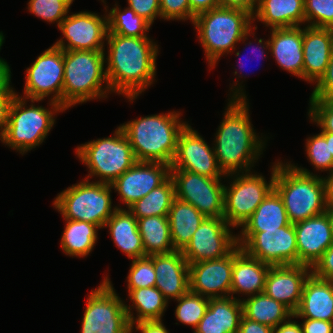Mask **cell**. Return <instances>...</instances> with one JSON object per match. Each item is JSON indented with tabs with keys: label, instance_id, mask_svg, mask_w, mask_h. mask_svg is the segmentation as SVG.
<instances>
[{
	"label": "cell",
	"instance_id": "6da1fadb",
	"mask_svg": "<svg viewBox=\"0 0 333 333\" xmlns=\"http://www.w3.org/2000/svg\"><path fill=\"white\" fill-rule=\"evenodd\" d=\"M243 82L235 80L230 87L231 98L212 144L217 165L224 175L250 172L266 147V138L257 135L251 124Z\"/></svg>",
	"mask_w": 333,
	"mask_h": 333
},
{
	"label": "cell",
	"instance_id": "7a4b0ae2",
	"mask_svg": "<svg viewBox=\"0 0 333 333\" xmlns=\"http://www.w3.org/2000/svg\"><path fill=\"white\" fill-rule=\"evenodd\" d=\"M106 74L112 93L131 103L156 80L158 45L150 37L107 34Z\"/></svg>",
	"mask_w": 333,
	"mask_h": 333
},
{
	"label": "cell",
	"instance_id": "3957f363",
	"mask_svg": "<svg viewBox=\"0 0 333 333\" xmlns=\"http://www.w3.org/2000/svg\"><path fill=\"white\" fill-rule=\"evenodd\" d=\"M252 23V13L239 8L218 6L195 16L192 24L210 69L225 54L234 51L235 56L240 57L241 52L235 46L238 42L245 43L250 35L255 36L253 31L257 26L253 28Z\"/></svg>",
	"mask_w": 333,
	"mask_h": 333
},
{
	"label": "cell",
	"instance_id": "277c9868",
	"mask_svg": "<svg viewBox=\"0 0 333 333\" xmlns=\"http://www.w3.org/2000/svg\"><path fill=\"white\" fill-rule=\"evenodd\" d=\"M179 111L133 119L119 125L129 139L136 161L171 165L180 132L188 124Z\"/></svg>",
	"mask_w": 333,
	"mask_h": 333
},
{
	"label": "cell",
	"instance_id": "5b68a950",
	"mask_svg": "<svg viewBox=\"0 0 333 333\" xmlns=\"http://www.w3.org/2000/svg\"><path fill=\"white\" fill-rule=\"evenodd\" d=\"M274 190L281 197L291 224L326 212L324 180L304 167L277 160Z\"/></svg>",
	"mask_w": 333,
	"mask_h": 333
},
{
	"label": "cell",
	"instance_id": "8992f818",
	"mask_svg": "<svg viewBox=\"0 0 333 333\" xmlns=\"http://www.w3.org/2000/svg\"><path fill=\"white\" fill-rule=\"evenodd\" d=\"M104 51H64L63 108L65 110L90 100L108 98V94L112 93L106 74Z\"/></svg>",
	"mask_w": 333,
	"mask_h": 333
},
{
	"label": "cell",
	"instance_id": "52a82bcc",
	"mask_svg": "<svg viewBox=\"0 0 333 333\" xmlns=\"http://www.w3.org/2000/svg\"><path fill=\"white\" fill-rule=\"evenodd\" d=\"M29 101L31 104L28 107L26 105L28 99L18 94L14 97L9 110L6 133L2 140L5 146L22 155L41 145L55 125V115L58 112H65L61 105L52 101H49L51 109L33 104L40 100Z\"/></svg>",
	"mask_w": 333,
	"mask_h": 333
},
{
	"label": "cell",
	"instance_id": "ba28073f",
	"mask_svg": "<svg viewBox=\"0 0 333 333\" xmlns=\"http://www.w3.org/2000/svg\"><path fill=\"white\" fill-rule=\"evenodd\" d=\"M75 153L89 169L84 179L90 181L91 177H99L93 182L111 184L137 162L129 139L120 126L113 136L81 144Z\"/></svg>",
	"mask_w": 333,
	"mask_h": 333
},
{
	"label": "cell",
	"instance_id": "9c48e42d",
	"mask_svg": "<svg viewBox=\"0 0 333 333\" xmlns=\"http://www.w3.org/2000/svg\"><path fill=\"white\" fill-rule=\"evenodd\" d=\"M111 184L83 179L57 194L53 207L63 219L85 221L101 229L121 206H112Z\"/></svg>",
	"mask_w": 333,
	"mask_h": 333
},
{
	"label": "cell",
	"instance_id": "30bf717a",
	"mask_svg": "<svg viewBox=\"0 0 333 333\" xmlns=\"http://www.w3.org/2000/svg\"><path fill=\"white\" fill-rule=\"evenodd\" d=\"M276 162L271 166V176L267 182L265 176L257 172L234 173L225 175L230 185H224L223 218L232 229L242 227L251 217L260 203L274 189ZM234 175V176H233ZM230 177V178H229Z\"/></svg>",
	"mask_w": 333,
	"mask_h": 333
},
{
	"label": "cell",
	"instance_id": "8fae6325",
	"mask_svg": "<svg viewBox=\"0 0 333 333\" xmlns=\"http://www.w3.org/2000/svg\"><path fill=\"white\" fill-rule=\"evenodd\" d=\"M118 295L106 275L87 297L81 333H132L126 302Z\"/></svg>",
	"mask_w": 333,
	"mask_h": 333
},
{
	"label": "cell",
	"instance_id": "7c38bea8",
	"mask_svg": "<svg viewBox=\"0 0 333 333\" xmlns=\"http://www.w3.org/2000/svg\"><path fill=\"white\" fill-rule=\"evenodd\" d=\"M23 98L55 102L63 107L64 51L54 44L26 68ZM53 94V95H52Z\"/></svg>",
	"mask_w": 333,
	"mask_h": 333
},
{
	"label": "cell",
	"instance_id": "4fadbf2b",
	"mask_svg": "<svg viewBox=\"0 0 333 333\" xmlns=\"http://www.w3.org/2000/svg\"><path fill=\"white\" fill-rule=\"evenodd\" d=\"M237 245L249 256L271 266L298 264L294 224L257 233H240Z\"/></svg>",
	"mask_w": 333,
	"mask_h": 333
},
{
	"label": "cell",
	"instance_id": "5bb4252c",
	"mask_svg": "<svg viewBox=\"0 0 333 333\" xmlns=\"http://www.w3.org/2000/svg\"><path fill=\"white\" fill-rule=\"evenodd\" d=\"M175 197L193 205L209 218H223L224 185L222 178H210L187 170H170Z\"/></svg>",
	"mask_w": 333,
	"mask_h": 333
},
{
	"label": "cell",
	"instance_id": "9a60e30c",
	"mask_svg": "<svg viewBox=\"0 0 333 333\" xmlns=\"http://www.w3.org/2000/svg\"><path fill=\"white\" fill-rule=\"evenodd\" d=\"M58 28L64 39L62 37L54 45L63 51L105 50L104 42L108 34L107 12L103 17L90 11L71 13Z\"/></svg>",
	"mask_w": 333,
	"mask_h": 333
},
{
	"label": "cell",
	"instance_id": "2e32d148",
	"mask_svg": "<svg viewBox=\"0 0 333 333\" xmlns=\"http://www.w3.org/2000/svg\"><path fill=\"white\" fill-rule=\"evenodd\" d=\"M230 227L224 218L206 217L181 251L188 264L229 254L237 246V234Z\"/></svg>",
	"mask_w": 333,
	"mask_h": 333
},
{
	"label": "cell",
	"instance_id": "e0dca14e",
	"mask_svg": "<svg viewBox=\"0 0 333 333\" xmlns=\"http://www.w3.org/2000/svg\"><path fill=\"white\" fill-rule=\"evenodd\" d=\"M171 170H187L210 178H226L214 153L197 130L187 124L180 132Z\"/></svg>",
	"mask_w": 333,
	"mask_h": 333
},
{
	"label": "cell",
	"instance_id": "ac0fdd59",
	"mask_svg": "<svg viewBox=\"0 0 333 333\" xmlns=\"http://www.w3.org/2000/svg\"><path fill=\"white\" fill-rule=\"evenodd\" d=\"M170 170L168 164L137 161L111 183V186L128 209L151 190L163 184L170 177Z\"/></svg>",
	"mask_w": 333,
	"mask_h": 333
},
{
	"label": "cell",
	"instance_id": "d6986e66",
	"mask_svg": "<svg viewBox=\"0 0 333 333\" xmlns=\"http://www.w3.org/2000/svg\"><path fill=\"white\" fill-rule=\"evenodd\" d=\"M232 269L233 250L219 259L189 264V291L209 299L229 297Z\"/></svg>",
	"mask_w": 333,
	"mask_h": 333
},
{
	"label": "cell",
	"instance_id": "ffe728a7",
	"mask_svg": "<svg viewBox=\"0 0 333 333\" xmlns=\"http://www.w3.org/2000/svg\"><path fill=\"white\" fill-rule=\"evenodd\" d=\"M311 267L302 264L270 266L264 293L282 302L293 313L298 309L306 279Z\"/></svg>",
	"mask_w": 333,
	"mask_h": 333
},
{
	"label": "cell",
	"instance_id": "44dd1931",
	"mask_svg": "<svg viewBox=\"0 0 333 333\" xmlns=\"http://www.w3.org/2000/svg\"><path fill=\"white\" fill-rule=\"evenodd\" d=\"M298 252V264L313 267L324 252L333 244L328 214L294 224Z\"/></svg>",
	"mask_w": 333,
	"mask_h": 333
},
{
	"label": "cell",
	"instance_id": "7402d4cb",
	"mask_svg": "<svg viewBox=\"0 0 333 333\" xmlns=\"http://www.w3.org/2000/svg\"><path fill=\"white\" fill-rule=\"evenodd\" d=\"M148 257L153 261L157 277L155 287L167 301L177 300L189 291V264L181 251L174 250Z\"/></svg>",
	"mask_w": 333,
	"mask_h": 333
},
{
	"label": "cell",
	"instance_id": "603a6c76",
	"mask_svg": "<svg viewBox=\"0 0 333 333\" xmlns=\"http://www.w3.org/2000/svg\"><path fill=\"white\" fill-rule=\"evenodd\" d=\"M333 51V29L303 26V80L316 84Z\"/></svg>",
	"mask_w": 333,
	"mask_h": 333
},
{
	"label": "cell",
	"instance_id": "cb8c5ba5",
	"mask_svg": "<svg viewBox=\"0 0 333 333\" xmlns=\"http://www.w3.org/2000/svg\"><path fill=\"white\" fill-rule=\"evenodd\" d=\"M270 54L278 66L303 80V28L270 29Z\"/></svg>",
	"mask_w": 333,
	"mask_h": 333
},
{
	"label": "cell",
	"instance_id": "d4e9b609",
	"mask_svg": "<svg viewBox=\"0 0 333 333\" xmlns=\"http://www.w3.org/2000/svg\"><path fill=\"white\" fill-rule=\"evenodd\" d=\"M269 264L246 254L239 245L233 249V269L230 296H253L264 292Z\"/></svg>",
	"mask_w": 333,
	"mask_h": 333
},
{
	"label": "cell",
	"instance_id": "484cf974",
	"mask_svg": "<svg viewBox=\"0 0 333 333\" xmlns=\"http://www.w3.org/2000/svg\"><path fill=\"white\" fill-rule=\"evenodd\" d=\"M293 316L333 322V280L321 279L311 273Z\"/></svg>",
	"mask_w": 333,
	"mask_h": 333
},
{
	"label": "cell",
	"instance_id": "4316f807",
	"mask_svg": "<svg viewBox=\"0 0 333 333\" xmlns=\"http://www.w3.org/2000/svg\"><path fill=\"white\" fill-rule=\"evenodd\" d=\"M242 316L243 307L239 297L211 298L193 333H238Z\"/></svg>",
	"mask_w": 333,
	"mask_h": 333
},
{
	"label": "cell",
	"instance_id": "83f0119b",
	"mask_svg": "<svg viewBox=\"0 0 333 333\" xmlns=\"http://www.w3.org/2000/svg\"><path fill=\"white\" fill-rule=\"evenodd\" d=\"M252 15L253 23L261 21L269 29L301 26L305 23L304 0H257Z\"/></svg>",
	"mask_w": 333,
	"mask_h": 333
},
{
	"label": "cell",
	"instance_id": "f1b7e54d",
	"mask_svg": "<svg viewBox=\"0 0 333 333\" xmlns=\"http://www.w3.org/2000/svg\"><path fill=\"white\" fill-rule=\"evenodd\" d=\"M109 228L112 241L129 259L145 257L137 219L126 208L117 209L103 228Z\"/></svg>",
	"mask_w": 333,
	"mask_h": 333
},
{
	"label": "cell",
	"instance_id": "f546056e",
	"mask_svg": "<svg viewBox=\"0 0 333 333\" xmlns=\"http://www.w3.org/2000/svg\"><path fill=\"white\" fill-rule=\"evenodd\" d=\"M170 235L175 250L182 251L206 218L193 205L175 198L168 212Z\"/></svg>",
	"mask_w": 333,
	"mask_h": 333
},
{
	"label": "cell",
	"instance_id": "4dcf8cb0",
	"mask_svg": "<svg viewBox=\"0 0 333 333\" xmlns=\"http://www.w3.org/2000/svg\"><path fill=\"white\" fill-rule=\"evenodd\" d=\"M290 224L284 203L273 189L243 224L240 233H257L277 230Z\"/></svg>",
	"mask_w": 333,
	"mask_h": 333
},
{
	"label": "cell",
	"instance_id": "1f68e13d",
	"mask_svg": "<svg viewBox=\"0 0 333 333\" xmlns=\"http://www.w3.org/2000/svg\"><path fill=\"white\" fill-rule=\"evenodd\" d=\"M128 296L133 303L129 306L125 304L131 326L141 321L162 320L169 302L158 288L128 289ZM134 310L136 316H134Z\"/></svg>",
	"mask_w": 333,
	"mask_h": 333
},
{
	"label": "cell",
	"instance_id": "d6a6232c",
	"mask_svg": "<svg viewBox=\"0 0 333 333\" xmlns=\"http://www.w3.org/2000/svg\"><path fill=\"white\" fill-rule=\"evenodd\" d=\"M65 228L61 236V249L67 256L88 257L98 240V225L85 222L64 219Z\"/></svg>",
	"mask_w": 333,
	"mask_h": 333
},
{
	"label": "cell",
	"instance_id": "836d02e7",
	"mask_svg": "<svg viewBox=\"0 0 333 333\" xmlns=\"http://www.w3.org/2000/svg\"><path fill=\"white\" fill-rule=\"evenodd\" d=\"M243 316L272 328L287 321L293 312L282 302L276 301L264 292L246 299L242 298Z\"/></svg>",
	"mask_w": 333,
	"mask_h": 333
},
{
	"label": "cell",
	"instance_id": "e575fe53",
	"mask_svg": "<svg viewBox=\"0 0 333 333\" xmlns=\"http://www.w3.org/2000/svg\"><path fill=\"white\" fill-rule=\"evenodd\" d=\"M145 256L173 252L167 216H149L137 219Z\"/></svg>",
	"mask_w": 333,
	"mask_h": 333
},
{
	"label": "cell",
	"instance_id": "d590c367",
	"mask_svg": "<svg viewBox=\"0 0 333 333\" xmlns=\"http://www.w3.org/2000/svg\"><path fill=\"white\" fill-rule=\"evenodd\" d=\"M175 198L174 182L169 177L163 184L132 204L128 210L136 219L149 216H168Z\"/></svg>",
	"mask_w": 333,
	"mask_h": 333
},
{
	"label": "cell",
	"instance_id": "8d00e7d4",
	"mask_svg": "<svg viewBox=\"0 0 333 333\" xmlns=\"http://www.w3.org/2000/svg\"><path fill=\"white\" fill-rule=\"evenodd\" d=\"M104 3L105 12L108 17V34H118L129 37H148V31L151 29V24L138 16L136 12L126 7L125 9L119 8L117 3L112 9L107 10L109 7Z\"/></svg>",
	"mask_w": 333,
	"mask_h": 333
},
{
	"label": "cell",
	"instance_id": "74e56055",
	"mask_svg": "<svg viewBox=\"0 0 333 333\" xmlns=\"http://www.w3.org/2000/svg\"><path fill=\"white\" fill-rule=\"evenodd\" d=\"M175 301L177 306L174 314L177 321L195 329L204 316L210 299L188 291Z\"/></svg>",
	"mask_w": 333,
	"mask_h": 333
},
{
	"label": "cell",
	"instance_id": "f35d334b",
	"mask_svg": "<svg viewBox=\"0 0 333 333\" xmlns=\"http://www.w3.org/2000/svg\"><path fill=\"white\" fill-rule=\"evenodd\" d=\"M74 0H29L28 11L49 23H60L67 17Z\"/></svg>",
	"mask_w": 333,
	"mask_h": 333
},
{
	"label": "cell",
	"instance_id": "ab89813d",
	"mask_svg": "<svg viewBox=\"0 0 333 333\" xmlns=\"http://www.w3.org/2000/svg\"><path fill=\"white\" fill-rule=\"evenodd\" d=\"M305 143L307 159L313 165V169L321 172L327 171V174L331 173L333 171V156L330 153L329 142L326 141L325 137L318 133L308 137Z\"/></svg>",
	"mask_w": 333,
	"mask_h": 333
},
{
	"label": "cell",
	"instance_id": "60d3db41",
	"mask_svg": "<svg viewBox=\"0 0 333 333\" xmlns=\"http://www.w3.org/2000/svg\"><path fill=\"white\" fill-rule=\"evenodd\" d=\"M304 12L306 26L333 29V0H304Z\"/></svg>",
	"mask_w": 333,
	"mask_h": 333
},
{
	"label": "cell",
	"instance_id": "b9f144b4",
	"mask_svg": "<svg viewBox=\"0 0 333 333\" xmlns=\"http://www.w3.org/2000/svg\"><path fill=\"white\" fill-rule=\"evenodd\" d=\"M127 279V289L155 287L156 275L153 261L148 257L137 258L131 261Z\"/></svg>",
	"mask_w": 333,
	"mask_h": 333
},
{
	"label": "cell",
	"instance_id": "7bdbcfd3",
	"mask_svg": "<svg viewBox=\"0 0 333 333\" xmlns=\"http://www.w3.org/2000/svg\"><path fill=\"white\" fill-rule=\"evenodd\" d=\"M308 117L321 132L333 133V103L330 100H309Z\"/></svg>",
	"mask_w": 333,
	"mask_h": 333
},
{
	"label": "cell",
	"instance_id": "ee69618b",
	"mask_svg": "<svg viewBox=\"0 0 333 333\" xmlns=\"http://www.w3.org/2000/svg\"><path fill=\"white\" fill-rule=\"evenodd\" d=\"M160 14L167 21L189 19L193 23L195 18L190 11L189 0H160Z\"/></svg>",
	"mask_w": 333,
	"mask_h": 333
},
{
	"label": "cell",
	"instance_id": "f6af8a7d",
	"mask_svg": "<svg viewBox=\"0 0 333 333\" xmlns=\"http://www.w3.org/2000/svg\"><path fill=\"white\" fill-rule=\"evenodd\" d=\"M333 97V51L325 74L316 83L309 100H330Z\"/></svg>",
	"mask_w": 333,
	"mask_h": 333
},
{
	"label": "cell",
	"instance_id": "bcb514c9",
	"mask_svg": "<svg viewBox=\"0 0 333 333\" xmlns=\"http://www.w3.org/2000/svg\"><path fill=\"white\" fill-rule=\"evenodd\" d=\"M128 7L133 9L136 14L151 25H153L156 18L161 19L160 14V0H127Z\"/></svg>",
	"mask_w": 333,
	"mask_h": 333
},
{
	"label": "cell",
	"instance_id": "7dc6e473",
	"mask_svg": "<svg viewBox=\"0 0 333 333\" xmlns=\"http://www.w3.org/2000/svg\"><path fill=\"white\" fill-rule=\"evenodd\" d=\"M311 269L316 277L333 280V244L324 252Z\"/></svg>",
	"mask_w": 333,
	"mask_h": 333
},
{
	"label": "cell",
	"instance_id": "c3c4849f",
	"mask_svg": "<svg viewBox=\"0 0 333 333\" xmlns=\"http://www.w3.org/2000/svg\"><path fill=\"white\" fill-rule=\"evenodd\" d=\"M301 320L303 333H333V322L309 318H301Z\"/></svg>",
	"mask_w": 333,
	"mask_h": 333
},
{
	"label": "cell",
	"instance_id": "681fc988",
	"mask_svg": "<svg viewBox=\"0 0 333 333\" xmlns=\"http://www.w3.org/2000/svg\"><path fill=\"white\" fill-rule=\"evenodd\" d=\"M11 69L7 61L0 57V97L17 94L11 84Z\"/></svg>",
	"mask_w": 333,
	"mask_h": 333
},
{
	"label": "cell",
	"instance_id": "f907efd6",
	"mask_svg": "<svg viewBox=\"0 0 333 333\" xmlns=\"http://www.w3.org/2000/svg\"><path fill=\"white\" fill-rule=\"evenodd\" d=\"M17 94H8L7 96L0 97V141L2 142L9 119V110L14 97Z\"/></svg>",
	"mask_w": 333,
	"mask_h": 333
},
{
	"label": "cell",
	"instance_id": "816d5d0a",
	"mask_svg": "<svg viewBox=\"0 0 333 333\" xmlns=\"http://www.w3.org/2000/svg\"><path fill=\"white\" fill-rule=\"evenodd\" d=\"M133 331H140L141 333H170L164 326L163 320L137 322L131 326V332Z\"/></svg>",
	"mask_w": 333,
	"mask_h": 333
},
{
	"label": "cell",
	"instance_id": "f5cc1de1",
	"mask_svg": "<svg viewBox=\"0 0 333 333\" xmlns=\"http://www.w3.org/2000/svg\"><path fill=\"white\" fill-rule=\"evenodd\" d=\"M271 326L262 324L242 316L238 333H273Z\"/></svg>",
	"mask_w": 333,
	"mask_h": 333
},
{
	"label": "cell",
	"instance_id": "db71d44e",
	"mask_svg": "<svg viewBox=\"0 0 333 333\" xmlns=\"http://www.w3.org/2000/svg\"><path fill=\"white\" fill-rule=\"evenodd\" d=\"M257 5V0H219V6L239 8L250 13H254Z\"/></svg>",
	"mask_w": 333,
	"mask_h": 333
},
{
	"label": "cell",
	"instance_id": "11a10c76",
	"mask_svg": "<svg viewBox=\"0 0 333 333\" xmlns=\"http://www.w3.org/2000/svg\"><path fill=\"white\" fill-rule=\"evenodd\" d=\"M190 11L194 16L219 6V0H189Z\"/></svg>",
	"mask_w": 333,
	"mask_h": 333
},
{
	"label": "cell",
	"instance_id": "9f6ffc18",
	"mask_svg": "<svg viewBox=\"0 0 333 333\" xmlns=\"http://www.w3.org/2000/svg\"><path fill=\"white\" fill-rule=\"evenodd\" d=\"M291 316L287 321L279 324L273 329V333H303L300 323Z\"/></svg>",
	"mask_w": 333,
	"mask_h": 333
},
{
	"label": "cell",
	"instance_id": "6f0895ef",
	"mask_svg": "<svg viewBox=\"0 0 333 333\" xmlns=\"http://www.w3.org/2000/svg\"><path fill=\"white\" fill-rule=\"evenodd\" d=\"M258 41V44H256L257 45V48H258V51H259V53L260 54H257L258 52H257V48L256 47H251V45H252V42L250 41V42H248L249 44L248 45H250L249 46V48H253L254 49V52H252L251 51V53H253V54H257V55H259L258 57L261 59V57L263 58L264 56H265V53H266V51H264L265 49H268V51H270V47H269V39L268 40H264V39H262V38H260V39H258L257 40ZM258 45H260V46H258ZM264 49V50H263ZM256 52V53H255ZM256 56V55H255ZM250 60V59H249ZM262 60V59H261ZM239 61L241 62V63H239ZM243 60L241 59V60H238V63H239V65H240V68H241V70L243 69V63L244 62H242ZM241 70L239 69V73H238V70L237 71H234L233 72V74L234 75H238V79L239 78H241V77H244L243 76V73H242V75H241Z\"/></svg>",
	"mask_w": 333,
	"mask_h": 333
},
{
	"label": "cell",
	"instance_id": "680465c9",
	"mask_svg": "<svg viewBox=\"0 0 333 333\" xmlns=\"http://www.w3.org/2000/svg\"><path fill=\"white\" fill-rule=\"evenodd\" d=\"M325 185V205L326 208H333V171L326 177H322Z\"/></svg>",
	"mask_w": 333,
	"mask_h": 333
},
{
	"label": "cell",
	"instance_id": "91938a15",
	"mask_svg": "<svg viewBox=\"0 0 333 333\" xmlns=\"http://www.w3.org/2000/svg\"><path fill=\"white\" fill-rule=\"evenodd\" d=\"M326 139L327 142H329V149L330 153L333 156V133L331 132H320Z\"/></svg>",
	"mask_w": 333,
	"mask_h": 333
},
{
	"label": "cell",
	"instance_id": "94428289",
	"mask_svg": "<svg viewBox=\"0 0 333 333\" xmlns=\"http://www.w3.org/2000/svg\"><path fill=\"white\" fill-rule=\"evenodd\" d=\"M326 213L328 214V218L331 225V231L333 236V208H326Z\"/></svg>",
	"mask_w": 333,
	"mask_h": 333
},
{
	"label": "cell",
	"instance_id": "6125c7cd",
	"mask_svg": "<svg viewBox=\"0 0 333 333\" xmlns=\"http://www.w3.org/2000/svg\"><path fill=\"white\" fill-rule=\"evenodd\" d=\"M4 40H5V37H4V35H3L2 31H1V32H0V50H1V46H2L3 43H4Z\"/></svg>",
	"mask_w": 333,
	"mask_h": 333
}]
</instances>
